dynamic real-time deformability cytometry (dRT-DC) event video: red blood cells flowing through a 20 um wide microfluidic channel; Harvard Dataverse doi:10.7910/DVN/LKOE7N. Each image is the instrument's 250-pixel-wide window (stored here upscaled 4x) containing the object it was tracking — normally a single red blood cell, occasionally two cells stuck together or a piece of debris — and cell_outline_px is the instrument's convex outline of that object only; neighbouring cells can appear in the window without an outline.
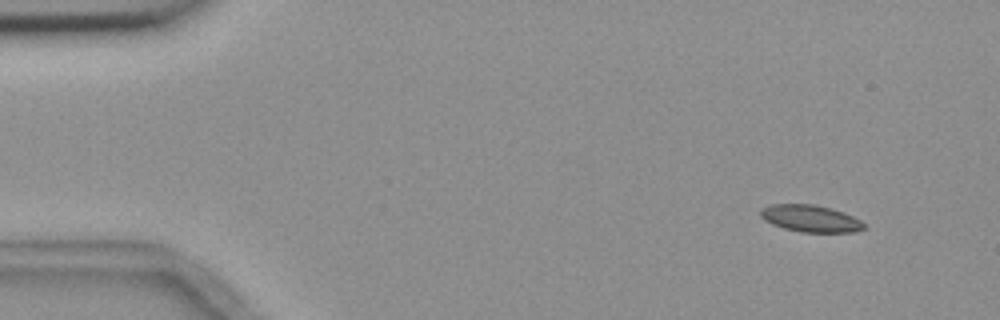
{"species": "common noctule bat (a hibernating species)", "species_latin": "Nyctalus noctula", "temperature_condition": "room temperature", "stored_images_in_passage": 6, "segment_of_instrument_passage": [1, 2], "camera_frame_rate_fps": 3000, "um_per_image_px": 0.085, "animal": {"sex": "female", "body_mass_g": 18.4}, "frame": {"image": 1, "passage_image": 2, "time_ms": 1.0, "image_size_px": [1000, 320], "cell_outline_px": [[868, 228], [856, 232], [800, 232], [784, 228], [772, 224], [764, 220], [760, 216], [760, 208], [772, 204], [816, 204], [844, 212], [860, 220]], "centroid_in_image_um": [68.9, 18.57], "position_along_channel_um": 16.1, "area_um2": 16.42}}